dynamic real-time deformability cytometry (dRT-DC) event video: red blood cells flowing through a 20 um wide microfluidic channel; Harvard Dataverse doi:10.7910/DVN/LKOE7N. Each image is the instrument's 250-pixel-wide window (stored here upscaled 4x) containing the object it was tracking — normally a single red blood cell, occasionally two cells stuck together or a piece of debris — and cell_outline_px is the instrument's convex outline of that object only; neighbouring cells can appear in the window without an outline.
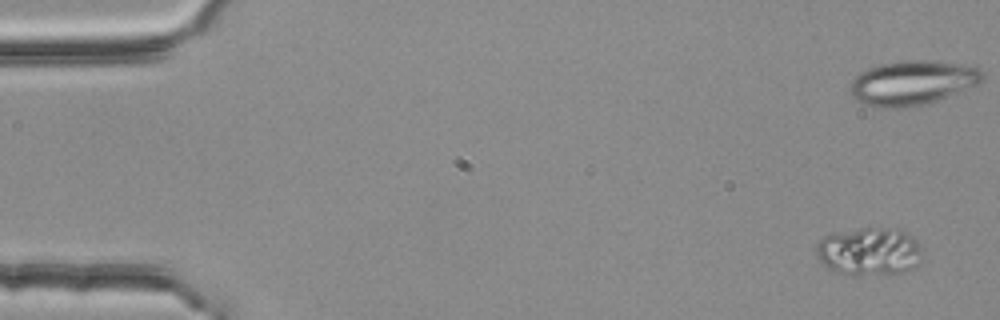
{"species": "common noctule bat (a hibernating species)", "species_latin": "Nyctalus noctula", "temperature_condition": "room temperature", "stored_images_in_passage": 7, "camera_frame_rate_fps": 3000, "um_per_image_px": 0.085, "animal": {"sex": "female", "body_mass_g": 25.1}, "frame": {"image": 1, "passage_image": 1, "time_ms": 0.0, "image_size_px": [1000, 320], "cell_outline_px": [[920, 252], [916, 264], [900, 272], [840, 272], [828, 268], [820, 260], [816, 252], [816, 244], [824, 236], [836, 232], [864, 228], [900, 228], [916, 240], [920, 248]], "centroid_in_image_um": [73.84, 21.3], "position_along_channel_um": 11.2, "area_um2": 28.32}}
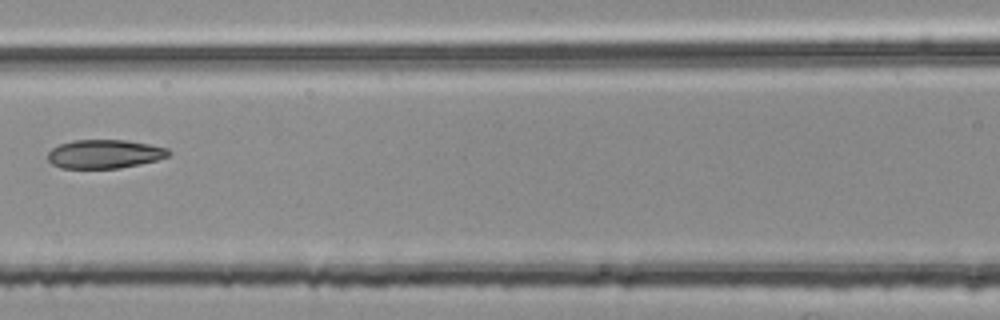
{"frame": {"image": 2, "passage_image": 7, "time_ms": 2.0, "image_size_px": [1000, 320], "cell_outline_px": [[172, 152], [168, 156], [156, 160], [140, 164], [120, 168], [60, 168], [52, 164], [48, 160], [48, 152], [52, 148], [60, 144], [72, 140], [124, 140], [152, 144], [168, 148]], "centroid_in_image_um": [8.9, 13.08], "position_along_channel_um": 157.7, "area_um2": 20.35}}